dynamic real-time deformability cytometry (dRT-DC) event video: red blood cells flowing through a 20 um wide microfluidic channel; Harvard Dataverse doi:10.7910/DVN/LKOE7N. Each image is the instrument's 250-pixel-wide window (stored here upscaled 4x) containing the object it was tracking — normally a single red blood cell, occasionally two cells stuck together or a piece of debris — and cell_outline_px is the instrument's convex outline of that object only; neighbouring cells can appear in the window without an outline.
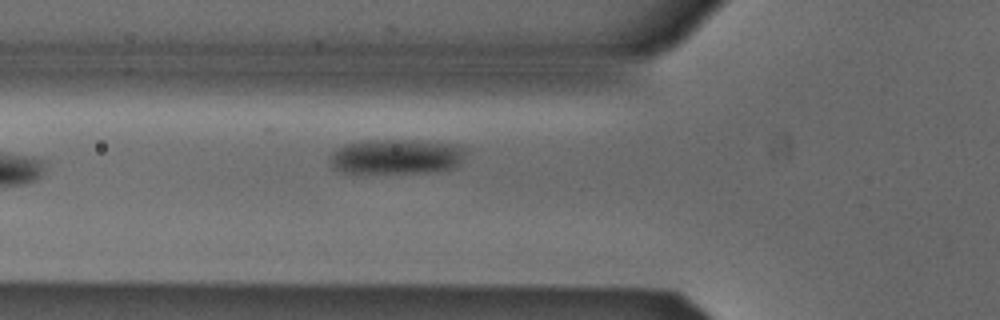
{"species": "Egyptian fruit bat (a non-hibernating species)", "species_latin": "Rousettus aegyptiacus", "temperature_condition": "cold", "stored_images_in_passage": 6, "camera_frame_rate_fps": 3000, "um_per_image_px": 0.085, "animal": {"sex": "male"}, "frame": {"image": 1, "passage_image": 6, "time_ms": 1.667, "image_size_px": [1000, 320], "cell_outline_px": [[464, 152], [460, 160], [456, 164], [448, 168], [424, 172], [344, 172], [332, 168], [328, 160], [328, 156], [332, 152], [344, 144], [360, 140], [428, 140], [464, 144]], "centroid_in_image_um": [33.63, 13.26], "position_along_channel_um": 92.2, "area_um2": 27.74}}